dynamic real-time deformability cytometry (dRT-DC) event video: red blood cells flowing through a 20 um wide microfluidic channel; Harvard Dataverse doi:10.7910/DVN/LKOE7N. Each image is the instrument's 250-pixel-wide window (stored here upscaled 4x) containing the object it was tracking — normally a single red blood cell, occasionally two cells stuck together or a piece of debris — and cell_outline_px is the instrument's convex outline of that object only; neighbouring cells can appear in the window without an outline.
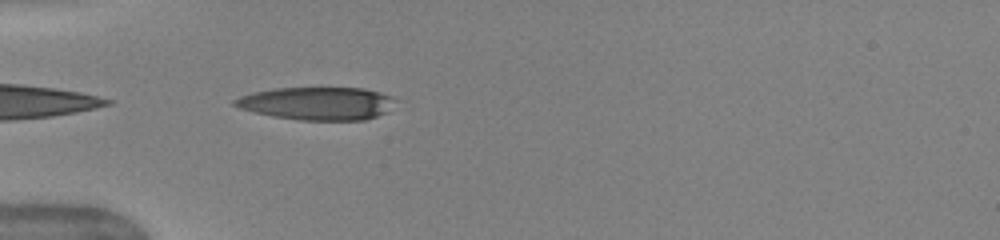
{"species": "human", "species_latin": "Homo sapiens", "temperature_condition": "warm", "stored_images_in_passage": 35, "camera_frame_rate_fps": 3000, "um_per_image_px": 0.085, "donor": {"sex": "female"}, "frame": {"image": 1, "passage_image": 1, "time_ms": 0.0, "image_size_px": [1000, 240], "cell_outline_px": [[404, 100], [388, 112], [364, 120], [300, 120], [272, 116], [240, 108], [232, 104], [232, 100], [240, 96], [252, 92], [272, 88], [364, 88], [380, 92]], "centroid_in_image_um": [27.07, 8.78], "position_along_channel_um": 57.9, "area_um2": 31.39}}
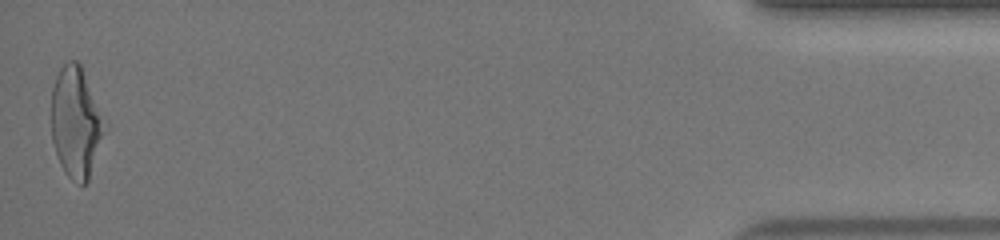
{"frame": {"image": 2, "passage_image": 35, "time_ms": 11.333, "image_size_px": [1000, 240], "cell_outline_px": [[100, 136], [88, 180], [84, 184], [80, 184], [72, 180], [68, 176], [60, 164], [52, 140], [52, 88], [56, 76], [60, 68], [68, 60], [76, 60], [80, 64], [96, 116], [100, 132]], "centroid_in_image_um": [6.29, 10.43], "position_along_channel_um": 428.9, "area_um2": 31.15}, "authors_computed_cell_mechanics": {"area_um2": 33.5818, "velocity_mm_per_s": 4.0516, "shape_relaxation_time_tau1_ms": 4.6332, "shape_relaxation_time_tau2_ms": 1.156, "deformation_change_tau1": 0.2282, "deformation_change_tau2": 0.1031}}